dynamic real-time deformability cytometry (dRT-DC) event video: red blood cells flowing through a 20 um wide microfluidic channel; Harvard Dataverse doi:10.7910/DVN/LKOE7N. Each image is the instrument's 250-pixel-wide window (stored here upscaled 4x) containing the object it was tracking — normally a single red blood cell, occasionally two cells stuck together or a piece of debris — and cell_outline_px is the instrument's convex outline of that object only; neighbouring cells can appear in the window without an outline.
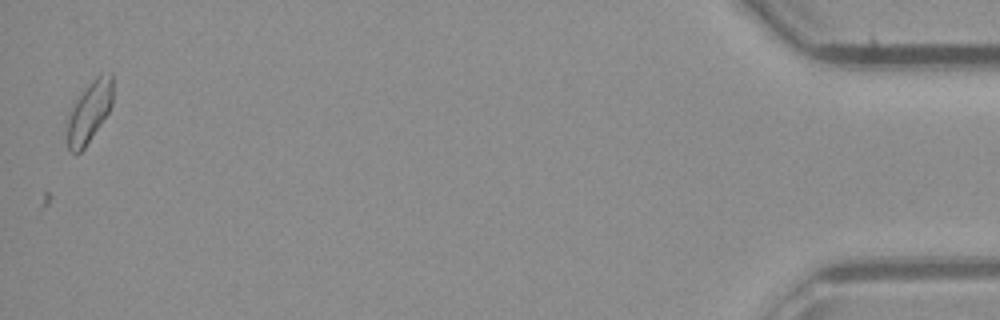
{"species": "common noctule bat (a hibernating species)", "species_latin": "Nyctalus noctula", "temperature_condition": "room temperature", "stored_images_in_passage": 45, "camera_frame_rate_fps": 3000, "um_per_image_px": 0.085, "animal": {"sex": "male", "body_mass_g": 23.1, "forearm_length_mm": 52.7}, "frame": {"image": 1, "passage_image": 45, "time_ms": 14.667, "image_size_px": [1000, 320], "cell_outline_px": [[112, 104], [108, 112], [84, 148], [80, 152], [72, 152], [68, 148], [68, 120], [72, 108], [76, 100], [88, 84], [92, 80], [108, 72], [112, 72]], "centroid_in_image_um": [7.61, 9.49], "position_along_channel_um": 427.6, "area_um2": 15.61}}